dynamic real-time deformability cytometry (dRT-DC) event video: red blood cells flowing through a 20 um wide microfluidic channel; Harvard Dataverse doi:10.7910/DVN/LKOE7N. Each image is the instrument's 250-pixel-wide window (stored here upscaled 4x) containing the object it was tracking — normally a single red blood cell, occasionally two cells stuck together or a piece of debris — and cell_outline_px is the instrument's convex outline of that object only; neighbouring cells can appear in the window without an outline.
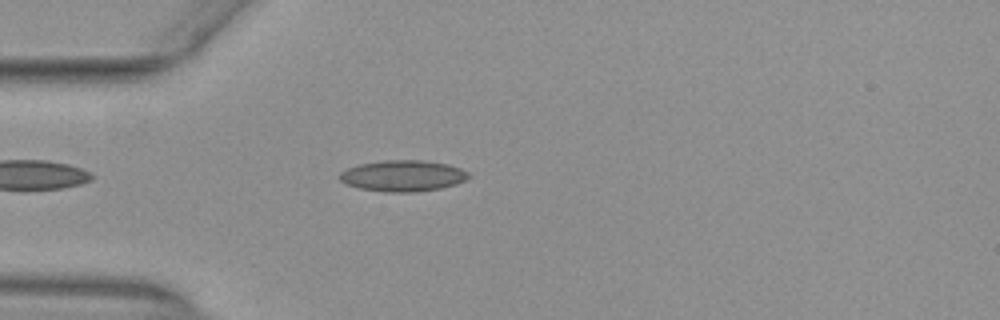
{"species": "common noctule bat (a hibernating species)", "species_latin": "Nyctalus noctula", "temperature_condition": "warm", "stored_images_in_passage": 40, "camera_frame_rate_fps": 3000, "um_per_image_px": 0.085, "animal": {"sex": "female", "body_mass_g": 29.2, "forearm_length_mm": 56.3}, "frame": {"image": 1, "passage_image": 5, "time_ms": 1.333, "image_size_px": [1000, 320], "cell_outline_px": [[468, 176], [464, 180], [456, 184], [440, 188], [412, 192], [388, 192], [360, 188], [348, 184], [340, 180], [340, 172], [348, 168], [360, 164], [384, 160], [424, 160], [448, 164], [460, 168], [468, 172]], "centroid_in_image_um": [34.25, 14.93], "position_along_channel_um": 50.7, "area_um2": 23.12}}
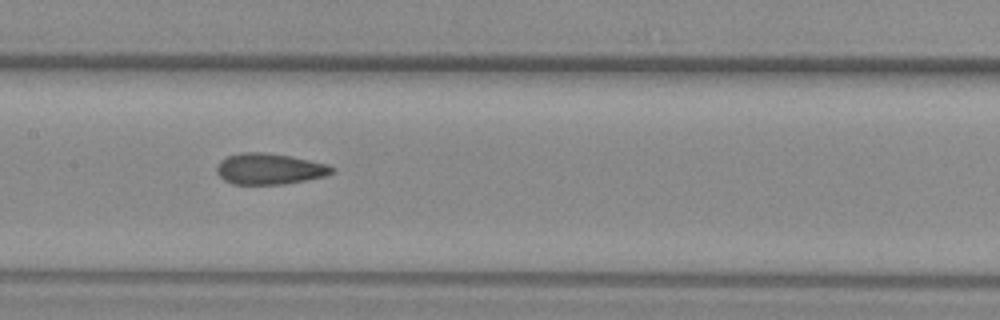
{"frame": {"image": 2, "passage_image": 16, "time_ms": 5.0, "image_size_px": [1000, 320], "cell_outline_px": [[336, 172], [324, 176], [284, 184], [232, 184], [224, 180], [216, 172], [216, 168], [220, 160], [228, 156], [240, 152], [264, 152], [288, 156], [328, 164], [336, 168]], "centroid_in_image_um": [22.9, 14.35], "position_along_channel_um": 184.5, "area_um2": 20.81}}
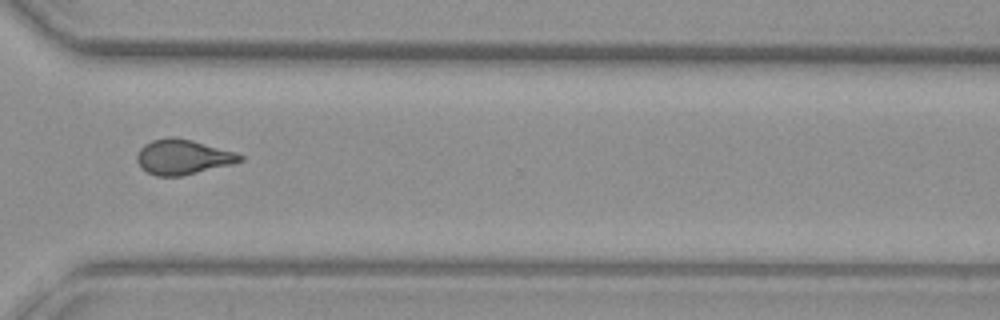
{"frame": {"image": 3, "passage_image": 29, "time_ms": 9.333, "image_size_px": [1000, 320], "cell_outline_px": [[244, 160], [232, 164], [180, 176], [156, 176], [140, 168], [136, 160], [136, 156], [140, 148], [144, 144], [152, 140], [168, 136], [172, 136], [192, 140], [236, 152], [244, 156]], "centroid_in_image_um": [15.52, 13.33], "position_along_channel_um": 355.1, "area_um2": 21.1}, "authors_computed_cell_mechanics": {"area_um2": 20.808, "velocity_mm_per_s": 3.9452, "shape_relaxation_time_tau1_ms": null, "shape_relaxation_time_tau2_ms": 1.6213, "deformation_change_tau1": null, "deformation_change_tau2": 0.0907}}